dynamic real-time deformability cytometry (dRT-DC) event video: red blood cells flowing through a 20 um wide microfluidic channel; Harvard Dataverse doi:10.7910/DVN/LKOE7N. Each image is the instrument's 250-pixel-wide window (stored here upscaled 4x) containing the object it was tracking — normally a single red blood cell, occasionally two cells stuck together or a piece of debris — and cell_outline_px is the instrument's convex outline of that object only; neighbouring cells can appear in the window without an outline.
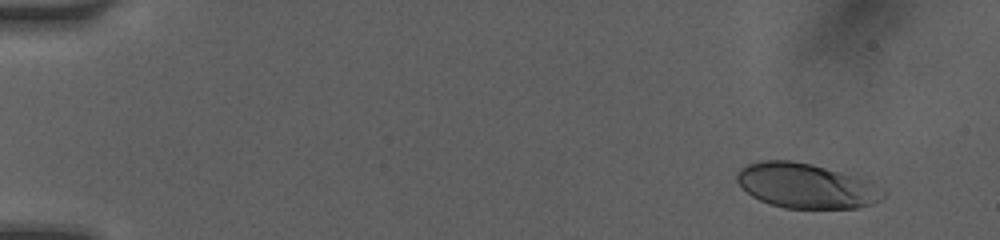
{"species": "human", "species_latin": "Homo sapiens", "temperature_condition": "room temperature", "stored_images_in_passage": 14, "camera_frame_rate_fps": 3000, "um_per_image_px": 0.085, "donor": {"sex": "female"}, "frame": {"image": 1, "passage_image": 3, "time_ms": 1.333, "image_size_px": [1000, 240], "cell_outline_px": [[888, 192], [884, 196], [872, 204], [856, 208], [784, 208], [760, 200], [752, 196], [736, 180], [736, 172], [740, 168], [748, 164], [760, 160], [792, 160], [812, 164], [856, 176], [868, 180]], "centroid_in_image_um": [68.53, 15.78], "position_along_channel_um": 16.5, "area_um2": 38.21}}
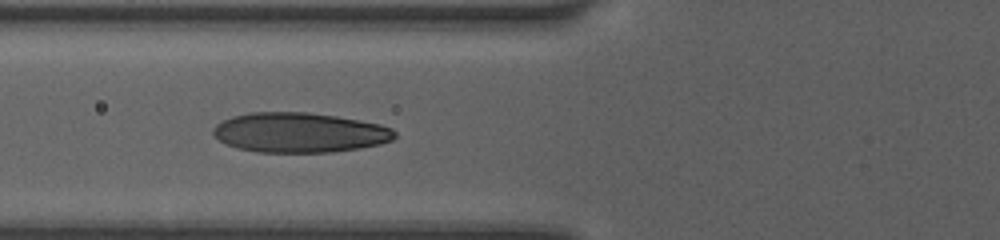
{"frame": {"image": 2, "passage_image": 10, "time_ms": 6.667, "image_size_px": [1000, 240], "cell_outline_px": [[396, 136], [392, 140], [380, 144], [360, 148], [332, 152], [256, 152], [236, 148], [220, 140], [212, 132], [212, 128], [216, 124], [232, 116], [248, 112], [308, 112], [336, 116], [360, 120], [380, 124], [392, 128], [396, 132]], "centroid_in_image_um": [25.47, 11.26], "position_along_channel_um": 100.3, "area_um2": 42.31}}
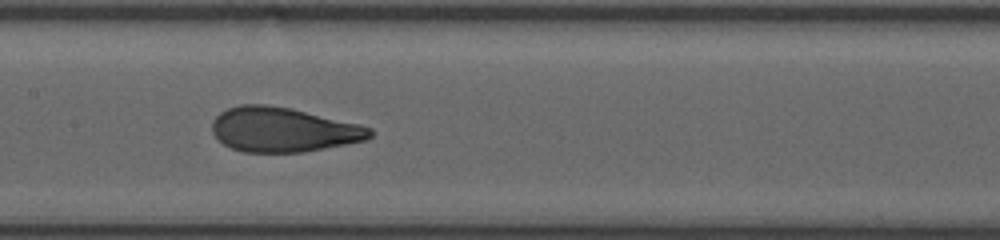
{"frame": {"image": 3, "passage_image": 13, "time_ms": 8.667, "image_size_px": [1000, 240], "cell_outline_px": [[372, 136], [368, 140], [304, 152], [244, 152], [232, 148], [224, 144], [212, 132], [212, 120], [220, 112], [228, 108], [240, 104], [264, 104], [292, 108], [360, 124], [372, 128]], "centroid_in_image_um": [24.08, 11.01], "position_along_channel_um": 183.3, "area_um2": 41.15}}